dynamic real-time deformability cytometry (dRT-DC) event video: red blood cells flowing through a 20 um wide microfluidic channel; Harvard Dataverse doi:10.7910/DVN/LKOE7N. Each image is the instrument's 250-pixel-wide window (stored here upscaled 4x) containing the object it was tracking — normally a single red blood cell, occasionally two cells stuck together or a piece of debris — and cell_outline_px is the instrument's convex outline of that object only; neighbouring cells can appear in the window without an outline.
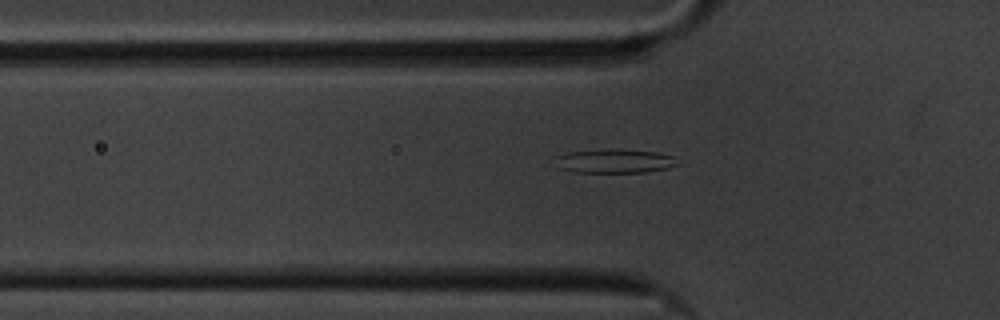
{"species": "common noctule bat (a hibernating species)", "species_latin": "Nyctalus noctula", "temperature_condition": "cold", "stored_images_in_passage": 42, "camera_frame_rate_fps": 3000, "um_per_image_px": 0.085, "animal": {"sex": "male", "body_mass_g": 20.1, "forearm_length_mm": 53.5}, "frame": {"image": 1, "passage_image": 2, "time_ms": 0.333, "image_size_px": [1000, 320], "cell_outline_px": [[680, 164], [668, 168], [644, 172], [572, 172], [556, 168], [556, 156], [568, 152], [604, 148], [620, 148], [660, 152], [676, 156]], "centroid_in_image_um": [52.27, 13.67], "position_along_channel_um": 73.5, "area_um2": 17.74}}
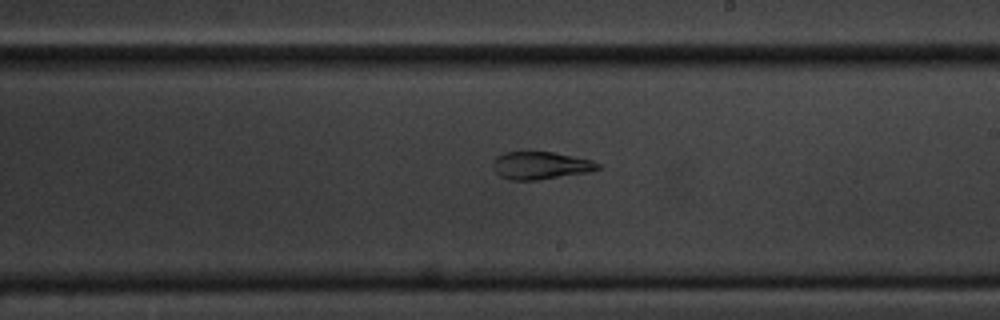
{"frame": {"image": 2, "passage_image": 17, "time_ms": 5.333, "image_size_px": [1000, 320], "cell_outline_px": [[604, 168], [588, 172], [540, 180], [512, 180], [500, 176], [492, 168], [492, 164], [496, 156], [504, 152], [552, 152], [592, 160], [600, 164]], "centroid_in_image_um": [45.96, 14.07], "position_along_channel_um": 243.0, "area_um2": 16.99}}
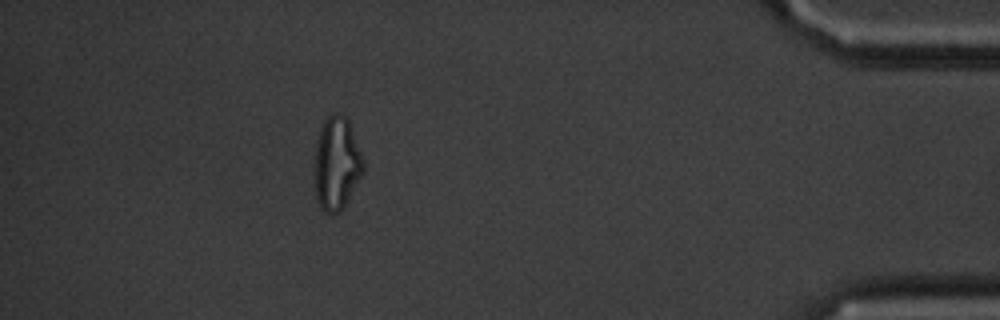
{"frame": {"image": 3, "passage_image": 36, "time_ms": 11.667, "image_size_px": [1000, 320], "cell_outline_px": [[364, 172], [344, 208], [340, 212], [324, 212], [320, 208], [316, 200], [312, 172], [316, 140], [320, 128], [328, 116], [332, 112], [340, 112], [348, 120], [364, 160]], "centroid_in_image_um": [28.58, 13.92], "position_along_channel_um": 406.6, "area_um2": 27.28}, "authors_computed_cell_mechanics": {"area_um2": 17.9469, "velocity_mm_per_s": 3.3799, "shape_relaxation_time_tau1_ms": null, "shape_relaxation_time_tau2_ms": 2.7603, "deformation_change_tau1": null, "deformation_change_tau2": 0.1127}}